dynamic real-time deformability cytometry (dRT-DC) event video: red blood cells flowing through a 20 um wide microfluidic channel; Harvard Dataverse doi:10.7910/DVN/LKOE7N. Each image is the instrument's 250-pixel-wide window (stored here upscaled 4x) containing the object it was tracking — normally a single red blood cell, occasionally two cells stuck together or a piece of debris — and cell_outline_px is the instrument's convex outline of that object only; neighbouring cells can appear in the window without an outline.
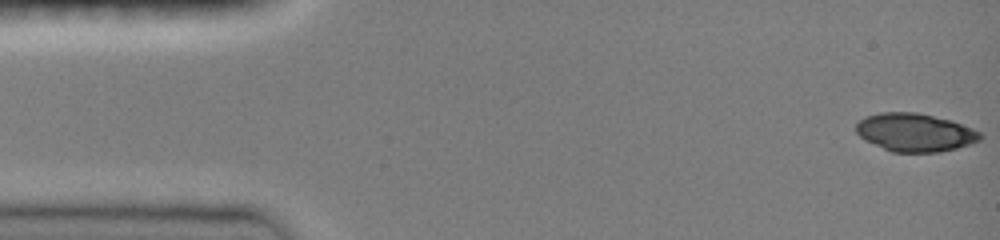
{"species": "common noctule bat (a hibernating species)", "species_latin": "Nyctalus noctula", "temperature_condition": "room temperature", "stored_images_in_passage": 48, "camera_frame_rate_fps": 3000, "um_per_image_px": 0.085, "animal": {"sex": "female", "body_mass_g": 19.0, "forearm_length_mm": 51.5}, "frame": {"image": 1, "passage_image": 1, "time_ms": 0.0, "image_size_px": [1000, 240], "cell_outline_px": [[984, 136], [980, 140], [972, 144], [940, 152], [892, 152], [864, 140], [856, 132], [856, 124], [864, 116], [880, 112], [916, 112], [952, 120], [972, 128], [980, 132]], "centroid_in_image_um": [77.78, 11.25], "position_along_channel_um": 7.2, "area_um2": 27.8}}